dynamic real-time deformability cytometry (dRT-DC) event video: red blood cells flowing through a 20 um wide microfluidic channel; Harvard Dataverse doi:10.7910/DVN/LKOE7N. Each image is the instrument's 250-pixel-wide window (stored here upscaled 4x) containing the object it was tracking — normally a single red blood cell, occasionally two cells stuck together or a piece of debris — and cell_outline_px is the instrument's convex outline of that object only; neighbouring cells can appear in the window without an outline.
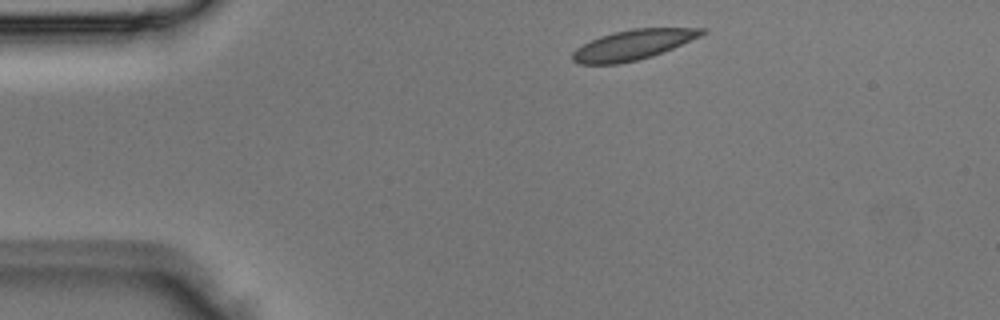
{"species": "Egyptian fruit bat (a non-hibernating species)", "species_latin": "Rousettus aegyptiacus", "temperature_condition": "room temperature", "stored_images_in_passage": 2, "camera_frame_rate_fps": 3000, "um_per_image_px": 0.085, "animal": {"sex": "male"}, "frame": {"image": 1, "passage_image": 1, "time_ms": 0.0, "image_size_px": [1000, 320], "cell_outline_px": [[708, 32], [700, 36], [672, 48], [652, 56], [636, 60], [616, 64], [580, 64], [572, 60], [572, 52], [576, 48], [600, 36], [632, 28], [708, 28]], "centroid_in_image_um": [53.81, 3.8], "position_along_channel_um": 31.2, "area_um2": 22.37}}